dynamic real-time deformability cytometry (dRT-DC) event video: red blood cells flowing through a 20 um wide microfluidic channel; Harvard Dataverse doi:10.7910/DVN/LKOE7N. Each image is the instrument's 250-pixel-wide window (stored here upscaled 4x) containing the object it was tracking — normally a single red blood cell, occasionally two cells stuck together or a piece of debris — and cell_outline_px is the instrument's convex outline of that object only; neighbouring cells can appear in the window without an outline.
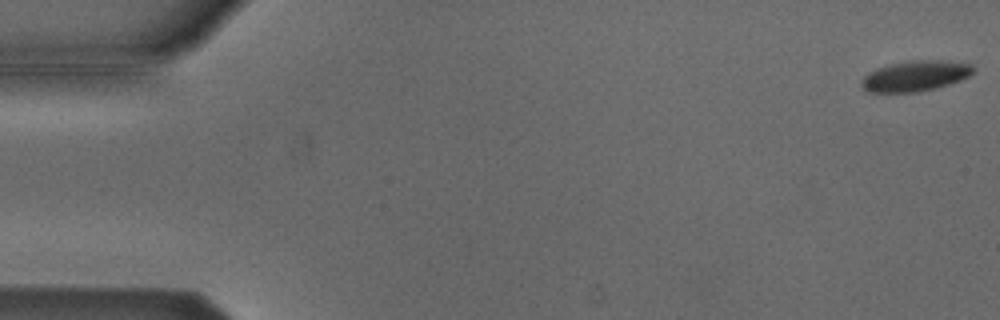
{"species": "Egyptian fruit bat (a non-hibernating species)", "species_latin": "Rousettus aegyptiacus", "temperature_condition": "cold", "stored_images_in_passage": 51, "camera_frame_rate_fps": 3000, "um_per_image_px": 0.085, "animal": {"sex": "male"}, "frame": {"image": 1, "passage_image": 1, "time_ms": 0.0, "image_size_px": [1000, 320], "cell_outline_px": [[976, 72], [960, 80], [948, 84], [916, 92], [868, 92], [864, 88], [864, 76], [868, 72], [876, 68], [888, 64], [908, 60], [964, 60], [972, 64], [976, 68]], "centroid_in_image_um": [77.9, 6.41], "position_along_channel_um": 7.1, "area_um2": 20.11}}
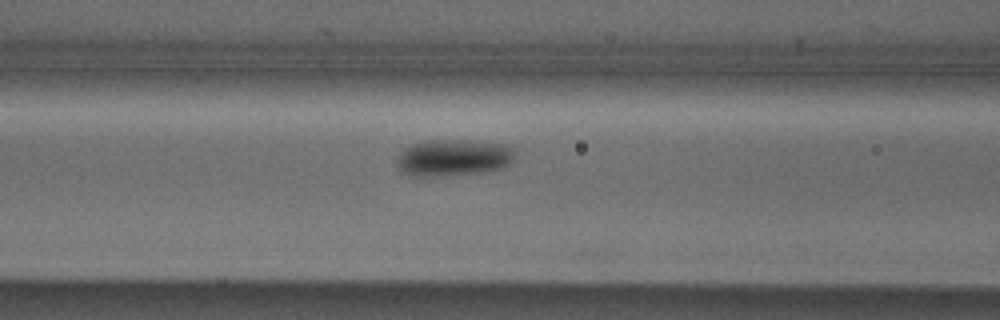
{"frame": {"image": 2, "passage_image": 22, "time_ms": 7.0, "image_size_px": [1000, 320], "cell_outline_px": [[516, 156], [512, 164], [504, 168], [484, 172], [428, 176], [408, 176], [400, 172], [396, 164], [396, 160], [400, 152], [404, 148], [412, 144], [424, 140], [468, 140], [504, 144], [516, 148]], "centroid_in_image_um": [38.56, 13.39], "position_along_channel_um": 128.0, "area_um2": 25.84}}
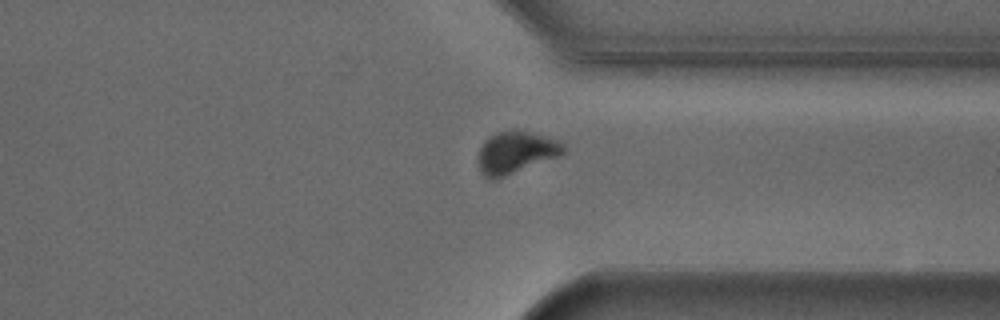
{"frame": {"image": 3, "passage_image": 41, "time_ms": 13.333, "image_size_px": [1000, 320], "cell_outline_px": [[564, 152], [556, 156], [504, 176], [492, 180], [484, 176], [480, 172], [476, 160], [480, 148], [484, 140], [488, 136], [496, 132], [528, 132], [544, 136], [556, 140], [564, 144]], "centroid_in_image_um": [43.75, 12.97], "position_along_channel_um": 367.7, "area_um2": 20.29}, "authors_computed_cell_mechanics": {"area_um2": 22.1374, "velocity_mm_per_s": 3.7983, "shape_relaxation_time_tau1_ms": 5.9874, "shape_relaxation_time_tau2_ms": null, "deformation_change_tau1": 0.1186, "deformation_change_tau2": null}}